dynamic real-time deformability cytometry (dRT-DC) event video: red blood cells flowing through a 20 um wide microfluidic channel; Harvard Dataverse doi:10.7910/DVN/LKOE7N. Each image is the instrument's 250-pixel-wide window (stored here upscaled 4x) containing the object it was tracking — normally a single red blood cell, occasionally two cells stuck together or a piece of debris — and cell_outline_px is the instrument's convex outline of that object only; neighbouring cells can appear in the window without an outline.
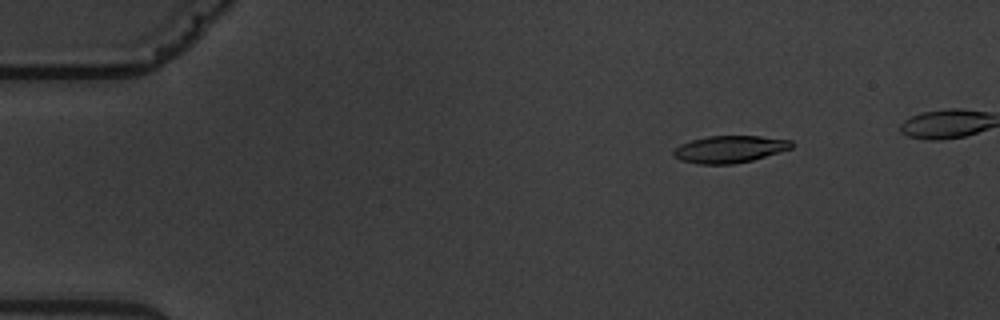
{"species": "common noctule bat (a hibernating species)", "species_latin": "Nyctalus noctula", "temperature_condition": "warm", "stored_images_in_passage": 14, "camera_frame_rate_fps": 3000, "um_per_image_px": 0.085, "animal": {"sex": "male", "body_mass_g": 19.5, "forearm_length_mm": 54.6}, "frame": {"image": 1, "passage_image": 3, "time_ms": 2.333, "image_size_px": [1000, 320], "cell_outline_px": [[792, 148], [752, 160], [732, 164], [696, 164], [680, 160], [672, 156], [672, 152], [680, 144], [692, 140], [708, 136], [760, 136], [792, 140]], "centroid_in_image_um": [61.98, 12.68], "position_along_channel_um": 23.0, "area_um2": 18.61}}
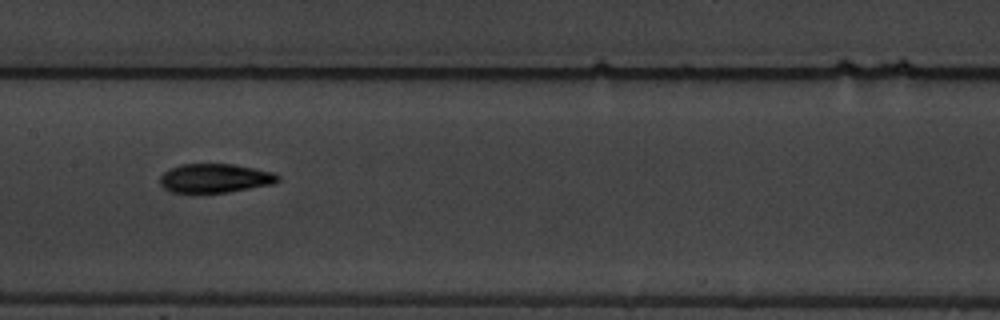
{"frame": {"image": 2, "passage_image": 8, "time_ms": 9.333, "image_size_px": [1000, 320], "cell_outline_px": [[280, 180], [272, 184], [228, 192], [172, 192], [164, 188], [160, 184], [160, 176], [164, 172], [180, 164], [232, 164], [272, 172], [280, 176]], "centroid_in_image_um": [18.26, 15.14], "position_along_channel_um": 189.1, "area_um2": 19.65}}
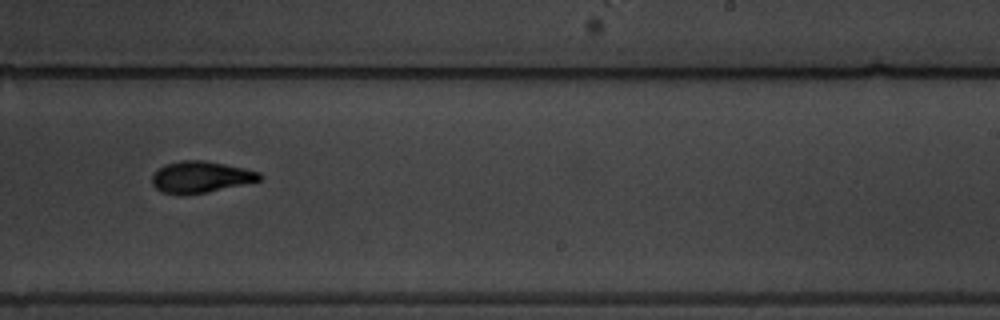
{"frame": {"image": 3, "passage_image": 10, "time_ms": 11.667, "image_size_px": [1000, 320], "cell_outline_px": [[264, 176], [260, 180], [208, 192], [180, 196], [160, 192], [152, 184], [152, 176], [156, 168], [164, 164], [180, 160], [204, 160], [244, 168], [260, 172]], "centroid_in_image_um": [17.0, 15.05], "position_along_channel_um": 272.0, "area_um2": 20.06}}